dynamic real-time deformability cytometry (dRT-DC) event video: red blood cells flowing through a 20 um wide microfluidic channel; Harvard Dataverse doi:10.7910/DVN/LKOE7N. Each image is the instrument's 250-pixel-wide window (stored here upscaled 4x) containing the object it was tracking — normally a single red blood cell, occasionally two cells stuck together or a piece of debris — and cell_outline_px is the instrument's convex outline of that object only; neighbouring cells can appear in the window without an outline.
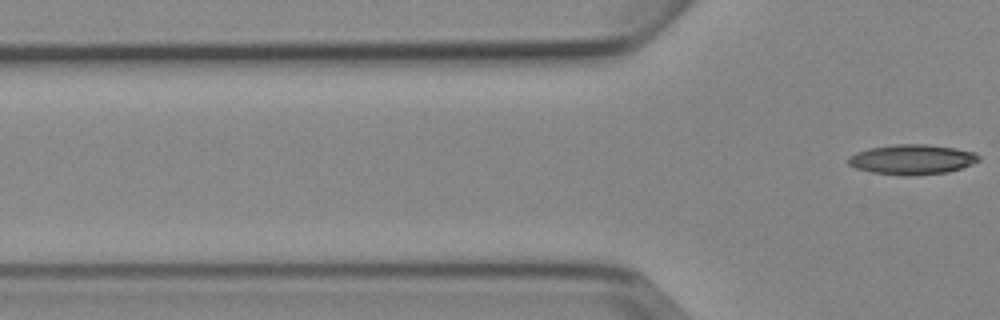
{"species": "Egyptian fruit bat (a non-hibernating species)", "species_latin": "Rousettus aegyptiacus", "temperature_condition": "cold", "stored_images_in_passage": 6, "segment_of_instrument_passage": [2, 2], "camera_frame_rate_fps": 3000, "um_per_image_px": 0.085, "animal": {"sex": "female"}, "frame": {"image": 1, "passage_image": 6, "time_ms": 6.667, "image_size_px": [1000, 320], "cell_outline_px": [[980, 160], [960, 168], [948, 172], [872, 172], [856, 168], [848, 164], [848, 156], [856, 152], [868, 148], [896, 144], [924, 144], [956, 148], [976, 152], [980, 156]], "centroid_in_image_um": [77.53, 13.48], "position_along_channel_um": 48.3, "area_um2": 21.68}}